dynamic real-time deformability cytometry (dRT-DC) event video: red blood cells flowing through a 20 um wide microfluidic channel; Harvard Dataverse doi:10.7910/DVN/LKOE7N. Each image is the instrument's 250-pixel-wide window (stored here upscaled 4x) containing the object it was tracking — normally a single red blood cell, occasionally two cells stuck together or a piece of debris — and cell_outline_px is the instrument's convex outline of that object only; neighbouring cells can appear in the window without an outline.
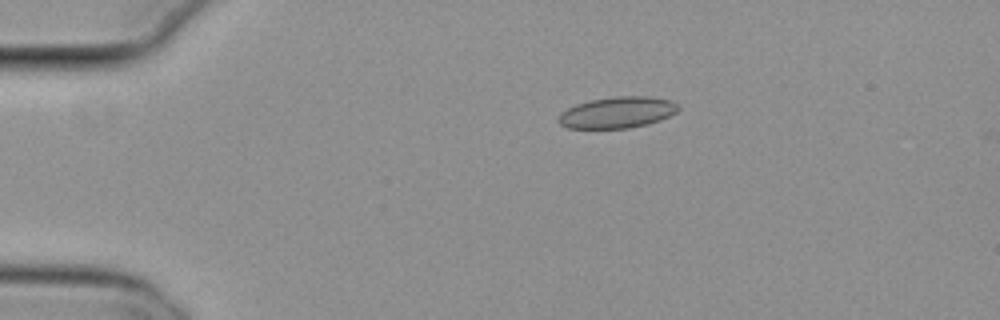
{"species": "common noctule bat (a hibernating species)", "species_latin": "Nyctalus noctula", "temperature_condition": "cold", "stored_images_in_passage": 29, "camera_frame_rate_fps": 3000, "um_per_image_px": 0.085, "animal": {"sex": "female", "body_mass_g": 29.2, "forearm_length_mm": 56.3}, "frame": {"image": 1, "passage_image": 1, "time_ms": 0.0, "image_size_px": [1000, 320], "cell_outline_px": [[680, 108], [676, 112], [660, 120], [648, 124], [628, 128], [568, 128], [560, 124], [556, 120], [560, 112], [576, 104], [588, 100], [616, 96], [648, 96], [672, 100], [680, 104]], "centroid_in_image_um": [52.48, 9.55], "position_along_channel_um": 32.5, "area_um2": 22.08}}
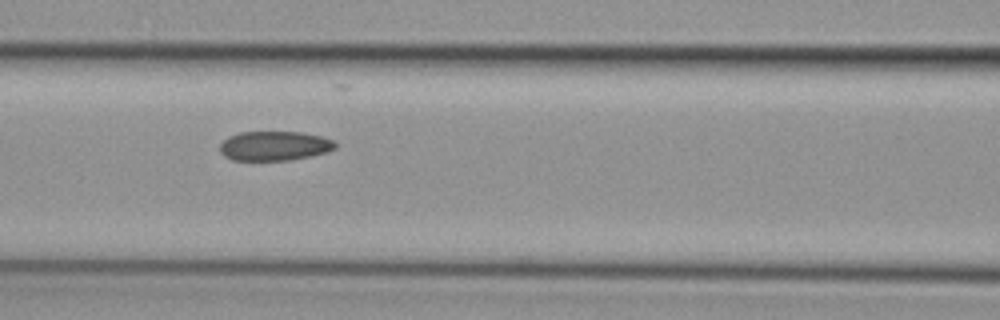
{"frame": {"image": 2, "passage_image": 14, "time_ms": 4.333, "image_size_px": [1000, 320], "cell_outline_px": [[336, 148], [328, 152], [288, 160], [232, 160], [224, 156], [220, 152], [220, 144], [228, 136], [240, 132], [300, 132], [324, 136], [332, 140], [336, 144]], "centroid_in_image_um": [23.32, 12.39], "position_along_channel_um": 143.3, "area_um2": 19.83}}
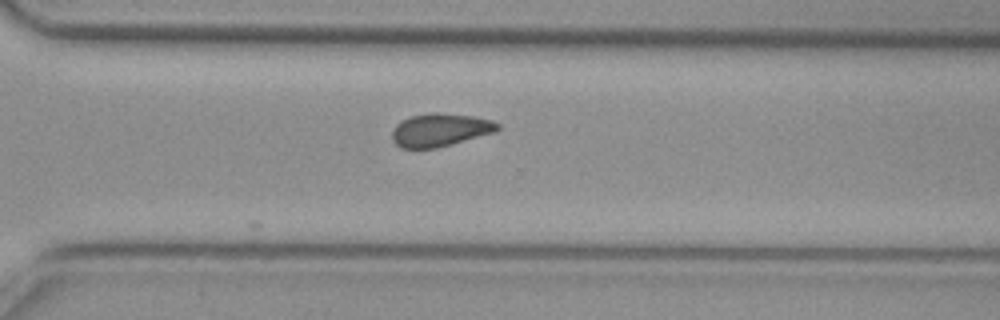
{"frame": {"image": 3, "passage_image": 29, "time_ms": 9.333, "image_size_px": [1000, 320], "cell_outline_px": [[500, 128], [496, 132], [436, 148], [400, 148], [392, 140], [392, 132], [396, 124], [400, 120], [408, 116], [428, 112], [440, 112], [472, 116], [492, 120], [500, 124]], "centroid_in_image_um": [37.39, 11.03], "position_along_channel_um": 333.2, "area_um2": 20.58}}